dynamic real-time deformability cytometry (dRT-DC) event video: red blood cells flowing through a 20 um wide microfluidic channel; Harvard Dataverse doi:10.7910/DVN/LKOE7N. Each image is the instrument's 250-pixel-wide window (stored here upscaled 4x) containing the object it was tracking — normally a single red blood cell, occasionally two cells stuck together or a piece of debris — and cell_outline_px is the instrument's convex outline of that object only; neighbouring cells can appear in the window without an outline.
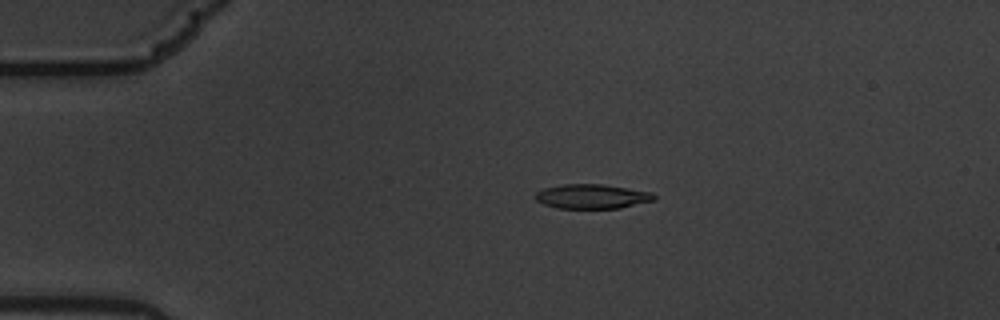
{"species": "common noctule bat (a hibernating species)", "species_latin": "Nyctalus noctula", "temperature_condition": "warm", "stored_images_in_passage": 52, "camera_frame_rate_fps": 3000, "um_per_image_px": 0.085, "animal": {"sex": "male", "body_mass_g": 19.5, "forearm_length_mm": 54.6}, "frame": {"image": 1, "passage_image": 7, "time_ms": 2.0, "image_size_px": [1000, 320], "cell_outline_px": [[656, 200], [620, 208], [556, 208], [544, 204], [536, 200], [532, 196], [536, 192], [544, 188], [564, 184], [604, 184], [652, 192], [656, 196]], "centroid_in_image_um": [50.32, 16.69], "position_along_channel_um": 34.7, "area_um2": 17.05}}
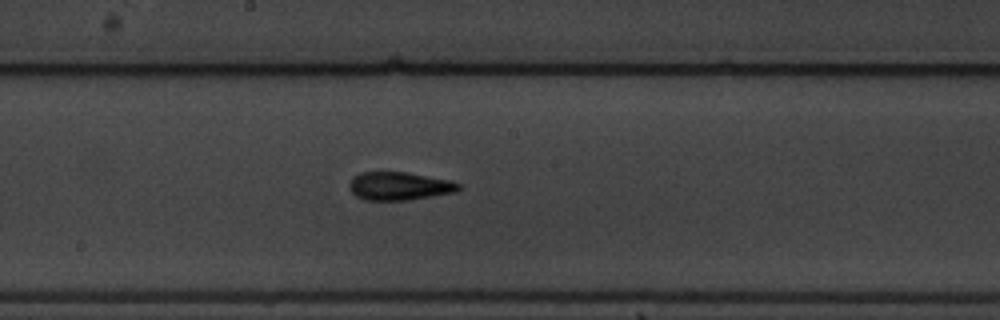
{"frame": {"image": 2, "passage_image": 26, "time_ms": 8.333, "image_size_px": [1000, 320], "cell_outline_px": [[460, 188], [456, 192], [408, 200], [364, 200], [356, 196], [348, 188], [348, 184], [352, 176], [360, 172], [404, 172], [452, 180], [460, 184]], "centroid_in_image_um": [33.91, 15.81], "position_along_channel_um": 214.3, "area_um2": 18.09}}
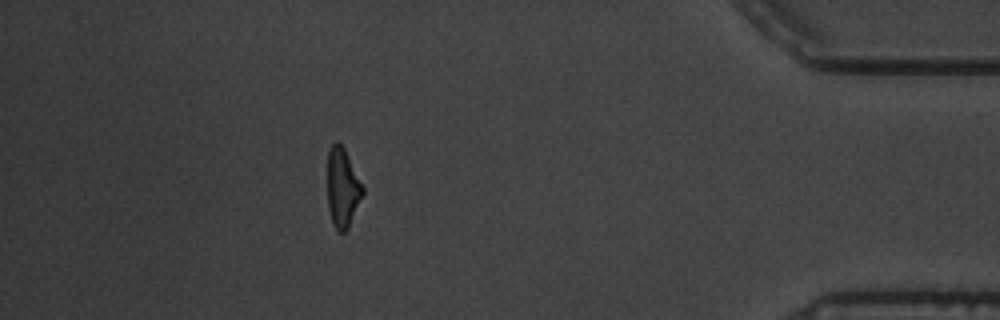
{"frame": {"image": 3, "passage_image": 46, "time_ms": 15.0, "image_size_px": [1000, 320], "cell_outline_px": [[364, 192], [348, 228], [344, 232], [336, 232], [332, 224], [328, 208], [328, 148], [336, 140], [344, 148], [364, 188]], "centroid_in_image_um": [29.1, 15.98], "position_along_channel_um": 406.1, "area_um2": 16.24}, "authors_computed_cell_mechanics": {"area_um2": 17.5134, "velocity_mm_per_s": 3.5447, "shape_relaxation_time_tau1_ms": 4.4964, "shape_relaxation_time_tau2_ms": 2.2871, "deformation_change_tau1": 0.1722, "deformation_change_tau2": 0.1123}}